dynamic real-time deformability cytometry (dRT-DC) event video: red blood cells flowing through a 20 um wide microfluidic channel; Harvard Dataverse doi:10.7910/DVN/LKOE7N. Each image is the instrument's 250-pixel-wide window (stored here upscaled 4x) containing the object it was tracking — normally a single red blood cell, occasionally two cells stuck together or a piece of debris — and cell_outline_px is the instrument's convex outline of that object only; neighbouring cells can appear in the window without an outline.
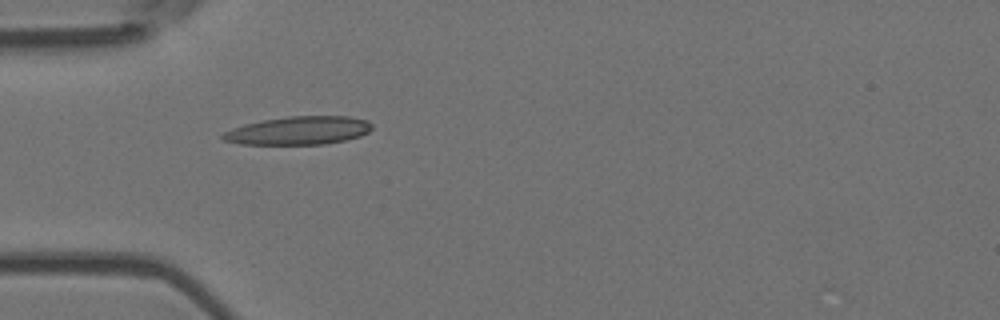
{"species": "Egyptian fruit bat (a non-hibernating species)", "species_latin": "Rousettus aegyptiacus", "temperature_condition": "room temperature", "stored_images_in_passage": 5, "camera_frame_rate_fps": 3000, "um_per_image_px": 0.085, "animal": {"sex": "female"}, "frame": {"image": 1, "passage_image": 1, "time_ms": 0.0, "image_size_px": [1000, 320], "cell_outline_px": [[372, 128], [368, 132], [360, 136], [344, 140], [324, 144], [240, 144], [224, 140], [220, 136], [224, 132], [232, 128], [244, 124], [264, 120], [288, 116], [348, 116], [368, 120], [372, 124]], "centroid_in_image_um": [25.39, 11.09], "position_along_channel_um": 59.6, "area_um2": 24.51}}
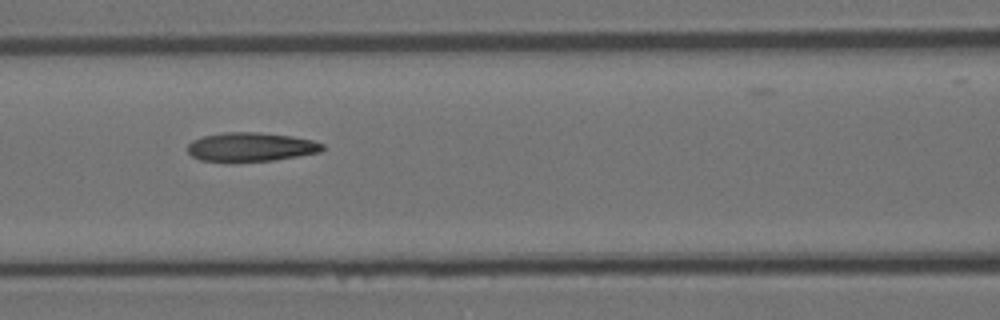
{"frame": {"image": 2, "passage_image": 3, "time_ms": 0.667, "image_size_px": [1000, 320], "cell_outline_px": [[324, 148], [320, 152], [300, 156], [276, 160], [200, 160], [192, 156], [188, 152], [188, 144], [192, 140], [200, 136], [224, 132], [260, 132], [292, 136], [312, 140], [324, 144]], "centroid_in_image_um": [21.34, 12.46], "position_along_channel_um": 145.3, "area_um2": 22.54}}
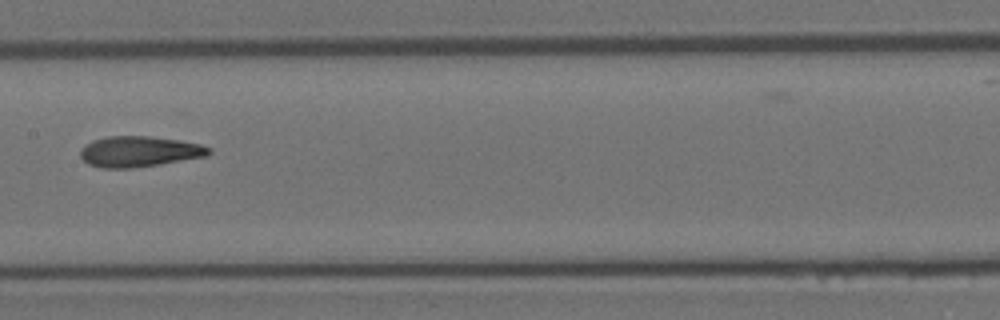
{"frame": {"image": 3, "passage_image": 4, "time_ms": 1.0, "image_size_px": [1000, 320], "cell_outline_px": [[212, 152], [208, 156], [160, 164], [132, 168], [100, 168], [88, 164], [80, 156], [80, 148], [92, 140], [104, 136], [148, 136], [180, 140], [200, 144], [212, 148]], "centroid_in_image_um": [11.83, 12.88], "position_along_channel_um": 195.6, "area_um2": 23.24}}